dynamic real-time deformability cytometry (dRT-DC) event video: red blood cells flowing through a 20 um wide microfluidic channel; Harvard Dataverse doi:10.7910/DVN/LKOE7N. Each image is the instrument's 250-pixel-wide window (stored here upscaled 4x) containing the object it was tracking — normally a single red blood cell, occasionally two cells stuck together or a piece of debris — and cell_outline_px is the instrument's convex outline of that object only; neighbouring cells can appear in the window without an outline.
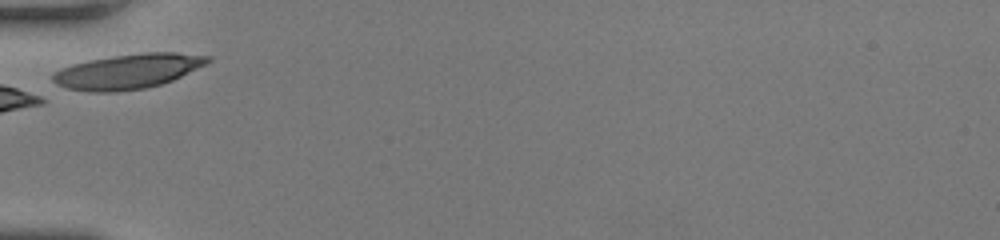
{"species": "human", "species_latin": "Homo sapiens", "temperature_condition": "room temperature", "stored_images_in_passage": 23, "camera_frame_rate_fps": 3000, "um_per_image_px": 0.085, "donor": {"sex": "female"}, "frame": {"image": 1, "passage_image": 1, "time_ms": 0.0, "image_size_px": [1000, 240], "cell_outline_px": [[212, 60], [172, 80], [160, 84], [144, 88], [116, 92], [92, 92], [68, 88], [56, 84], [52, 80], [52, 76], [60, 68], [72, 64], [88, 60], [144, 52], [176, 52], [212, 56]], "centroid_in_image_um": [10.86, 6.06], "position_along_channel_um": 74.1, "area_um2": 31.1}}